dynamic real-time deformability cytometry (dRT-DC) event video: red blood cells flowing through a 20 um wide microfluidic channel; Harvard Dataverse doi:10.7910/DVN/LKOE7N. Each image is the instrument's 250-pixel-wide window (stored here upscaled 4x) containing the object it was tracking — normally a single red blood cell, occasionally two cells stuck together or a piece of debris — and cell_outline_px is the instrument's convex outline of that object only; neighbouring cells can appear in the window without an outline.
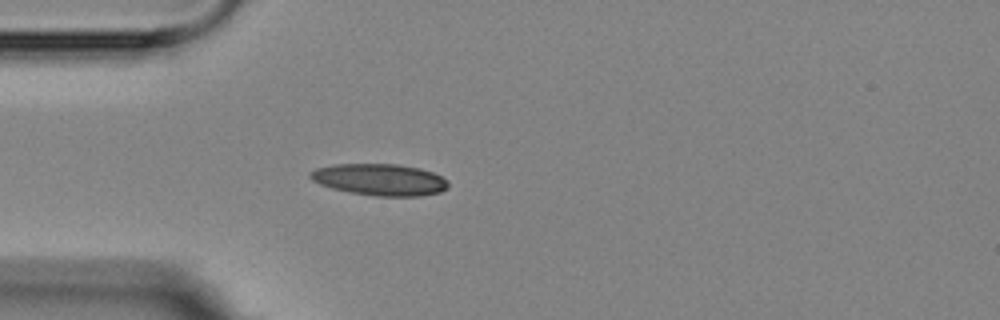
{"species": "Egyptian fruit bat (a non-hibernating species)", "species_latin": "Rousettus aegyptiacus", "temperature_condition": "room temperature", "stored_images_in_passage": 4, "camera_frame_rate_fps": 3000, "um_per_image_px": 0.085, "animal": {"sex": "female"}, "frame": {"image": 1, "passage_image": 4, "time_ms": 3.333, "image_size_px": [1000, 320], "cell_outline_px": [[448, 188], [440, 192], [420, 196], [376, 196], [352, 192], [332, 188], [320, 184], [312, 180], [308, 176], [308, 172], [316, 168], [332, 164], [396, 164], [420, 168], [432, 172], [448, 180]], "centroid_in_image_um": [32.27, 15.26], "position_along_channel_um": 52.7, "area_um2": 25.49}}